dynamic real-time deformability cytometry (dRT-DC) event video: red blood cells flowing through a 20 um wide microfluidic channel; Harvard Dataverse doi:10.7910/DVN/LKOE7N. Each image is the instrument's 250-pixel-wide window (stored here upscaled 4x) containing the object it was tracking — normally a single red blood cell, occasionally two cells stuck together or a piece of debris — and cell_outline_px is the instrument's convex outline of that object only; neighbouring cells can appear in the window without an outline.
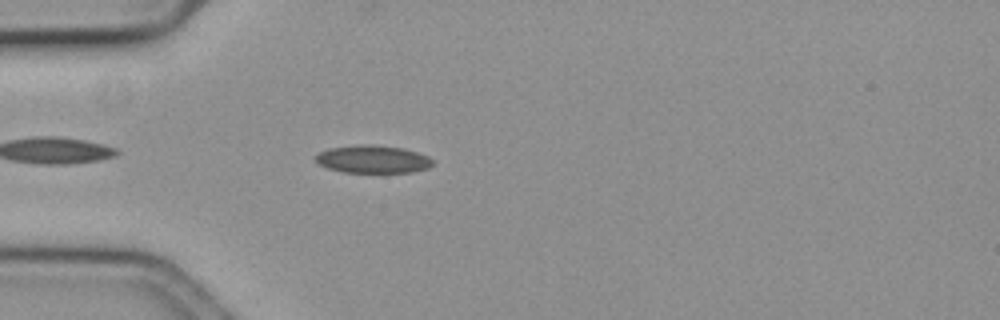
{"species": "common noctule bat (a hibernating species)", "species_latin": "Nyctalus noctula", "temperature_condition": "cold", "stored_images_in_passage": 45, "camera_frame_rate_fps": 3000, "um_per_image_px": 0.085, "animal": {"sex": "female", "body_mass_g": 19.3, "forearm_length_mm": 54.1}, "frame": {"image": 1, "passage_image": 4, "time_ms": 1.0, "image_size_px": [1000, 320], "cell_outline_px": [[432, 164], [428, 168], [412, 172], [344, 172], [328, 168], [320, 164], [316, 160], [316, 156], [320, 152], [328, 148], [372, 144], [404, 148], [428, 156], [432, 160]], "centroid_in_image_um": [31.71, 13.53], "position_along_channel_um": 53.3, "area_um2": 18.67}}
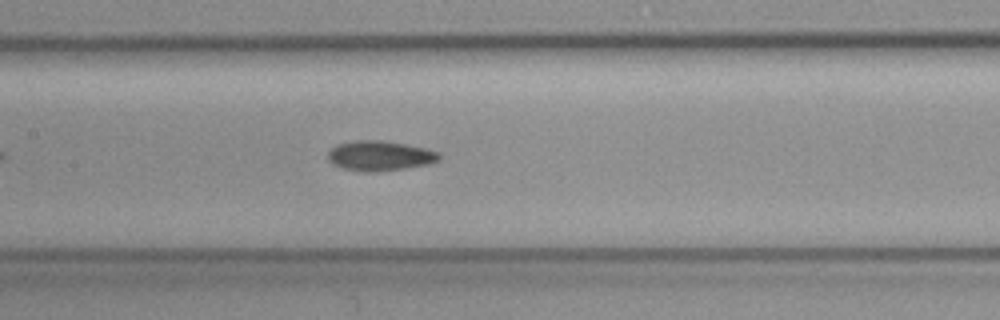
{"frame": {"image": 2, "passage_image": 15, "time_ms": 4.667, "image_size_px": [1000, 320], "cell_outline_px": [[440, 160], [428, 164], [404, 168], [376, 172], [364, 172], [344, 168], [332, 164], [328, 160], [328, 152], [336, 144], [352, 140], [380, 140], [404, 144], [424, 148], [440, 152]], "centroid_in_image_um": [32.26, 13.24], "position_along_channel_um": 175.1, "area_um2": 19.42}}
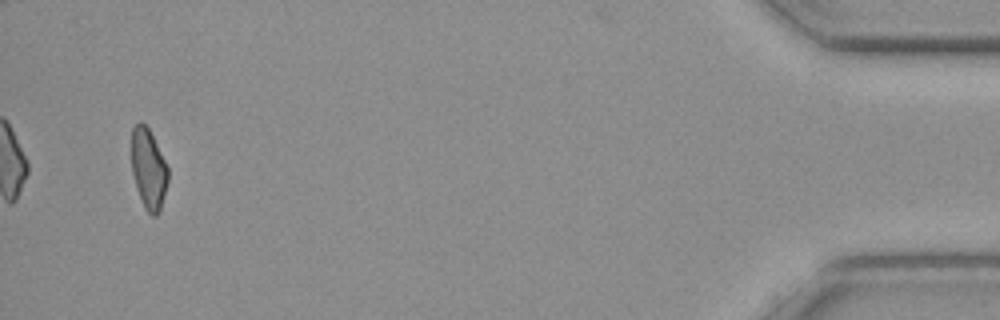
{"frame": {"image": 3, "passage_image": 43, "time_ms": 14.0, "image_size_px": [1000, 320], "cell_outline_px": [[168, 180], [160, 212], [156, 216], [152, 216], [144, 208], [136, 188], [132, 172], [132, 128], [140, 120], [148, 128], [168, 168]], "centroid_in_image_um": [12.62, 14.4], "position_along_channel_um": 422.6, "area_um2": 16.94}}